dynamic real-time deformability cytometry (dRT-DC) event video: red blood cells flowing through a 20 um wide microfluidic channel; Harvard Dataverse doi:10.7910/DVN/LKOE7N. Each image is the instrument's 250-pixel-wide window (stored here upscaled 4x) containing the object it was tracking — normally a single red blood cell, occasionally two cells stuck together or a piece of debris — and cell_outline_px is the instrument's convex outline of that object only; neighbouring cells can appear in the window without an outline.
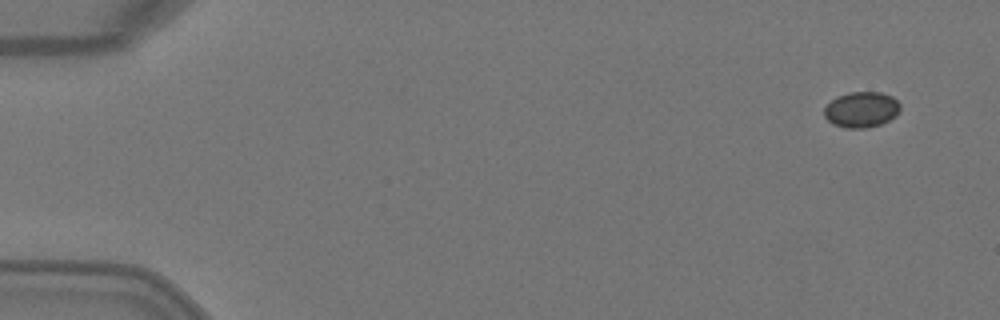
{"species": "Egyptian fruit bat (a non-hibernating species)", "species_latin": "Rousettus aegyptiacus", "temperature_condition": "warm", "stored_images_in_passage": 4, "camera_frame_rate_fps": 3000, "um_per_image_px": 0.085, "animal": {"sex": "female"}, "frame": {"image": 1, "passage_image": 1, "time_ms": 0.0, "image_size_px": [1000, 320], "cell_outline_px": [[900, 112], [896, 116], [880, 124], [868, 128], [844, 128], [832, 124], [824, 116], [824, 108], [836, 96], [848, 92], [880, 92], [892, 96], [900, 104]], "centroid_in_image_um": [73.22, 9.32], "position_along_channel_um": 11.8, "area_um2": 15.95}}
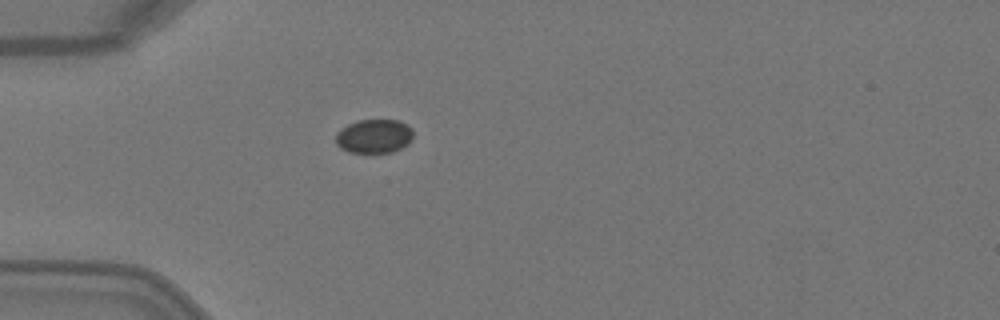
{"frame": {"image": 2, "passage_image": 4, "time_ms": 1.0, "image_size_px": [1000, 320], "cell_outline_px": [[412, 140], [408, 144], [392, 152], [348, 152], [340, 148], [336, 144], [336, 132], [348, 124], [356, 120], [400, 120], [408, 124], [412, 128]], "centroid_in_image_um": [31.8, 11.56], "position_along_channel_um": 53.2, "area_um2": 15.43}}